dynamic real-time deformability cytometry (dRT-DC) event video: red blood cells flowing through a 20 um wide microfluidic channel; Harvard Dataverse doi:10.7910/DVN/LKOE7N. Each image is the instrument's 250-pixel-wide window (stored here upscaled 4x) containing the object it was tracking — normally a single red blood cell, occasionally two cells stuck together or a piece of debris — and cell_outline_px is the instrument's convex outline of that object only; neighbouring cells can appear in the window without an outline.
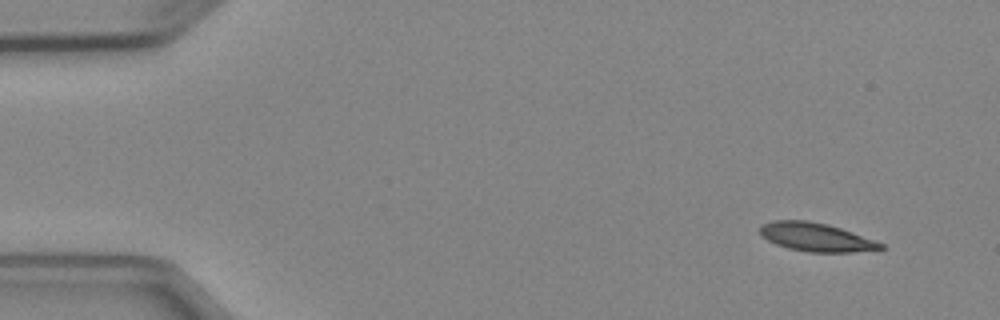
{"species": "Egyptian fruit bat (a non-hibernating species)", "species_latin": "Rousettus aegyptiacus", "temperature_condition": "cold", "stored_images_in_passage": 4, "camera_frame_rate_fps": 3000, "um_per_image_px": 0.085, "animal": {"sex": "female"}, "frame": {"image": 1, "passage_image": 1, "time_ms": 0.0, "image_size_px": [1000, 320], "cell_outline_px": [[884, 248], [852, 252], [808, 252], [788, 248], [776, 244], [760, 236], [760, 224], [772, 220], [808, 220], [828, 224], [852, 232], [884, 244]], "centroid_in_image_um": [69.3, 20.14], "position_along_channel_um": 15.7, "area_um2": 20.0}}
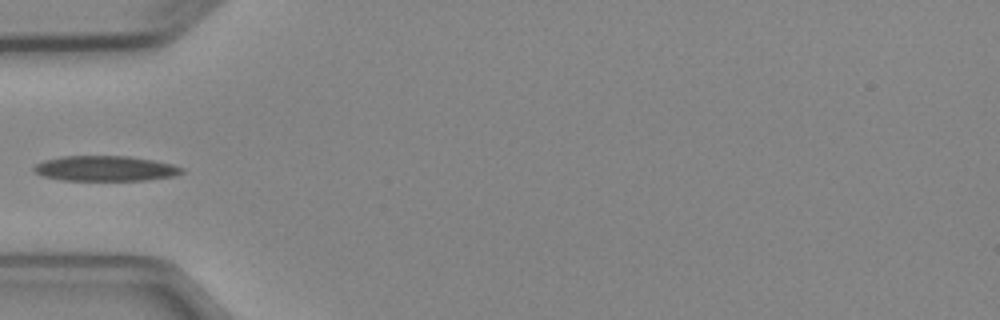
{"frame": {"image": 2, "passage_image": 4, "time_ms": 4.333, "image_size_px": [1000, 320], "cell_outline_px": [[184, 172], [176, 176], [148, 180], [64, 180], [44, 176], [36, 172], [32, 168], [36, 164], [44, 160], [60, 156], [128, 156], [152, 160], [172, 164], [184, 168]], "centroid_in_image_um": [8.99, 14.32], "position_along_channel_um": 76.0, "area_um2": 21.73}}